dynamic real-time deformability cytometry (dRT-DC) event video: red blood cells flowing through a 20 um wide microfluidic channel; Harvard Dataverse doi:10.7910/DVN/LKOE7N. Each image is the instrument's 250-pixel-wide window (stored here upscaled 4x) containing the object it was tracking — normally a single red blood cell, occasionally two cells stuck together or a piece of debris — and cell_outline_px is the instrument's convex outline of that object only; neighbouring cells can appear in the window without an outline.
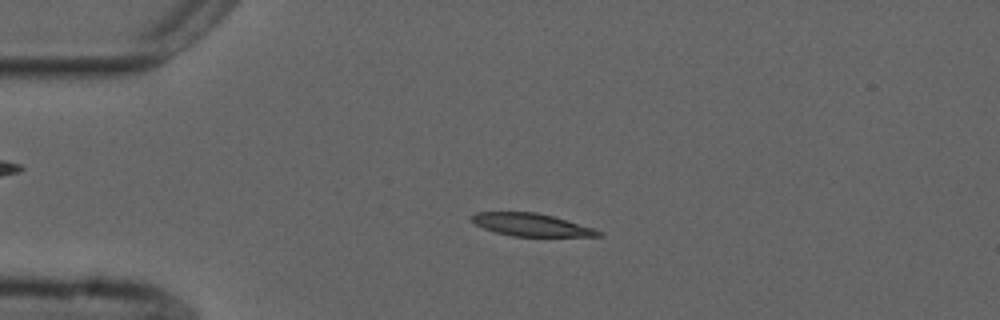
{"species": "common noctule bat (a hibernating species)", "species_latin": "Nyctalus noctula", "temperature_condition": "cold", "stored_images_in_passage": 54, "camera_frame_rate_fps": 3000, "um_per_image_px": 0.085, "animal": {"sex": "male", "forearm_length_mm": 52.5}, "frame": {"image": 1, "passage_image": 12, "time_ms": 3.667, "image_size_px": [1000, 320], "cell_outline_px": [[604, 236], [512, 236], [496, 232], [484, 228], [476, 224], [468, 216], [476, 212], [536, 212], [552, 216], [592, 228], [604, 232]], "centroid_in_image_um": [45.13, 19.1], "position_along_channel_um": 39.9, "area_um2": 16.53}}
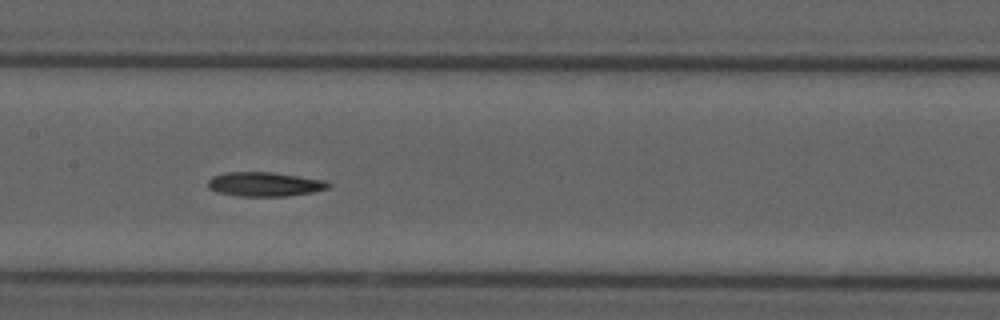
{"frame": {"image": 2, "passage_image": 26, "time_ms": 8.333, "image_size_px": [1000, 320], "cell_outline_px": [[332, 184], [328, 188], [312, 192], [288, 196], [236, 196], [216, 192], [208, 188], [208, 180], [212, 176], [224, 172], [272, 172], [324, 180]], "centroid_in_image_um": [22.46, 15.66], "position_along_channel_um": 184.9, "area_um2": 17.11}}
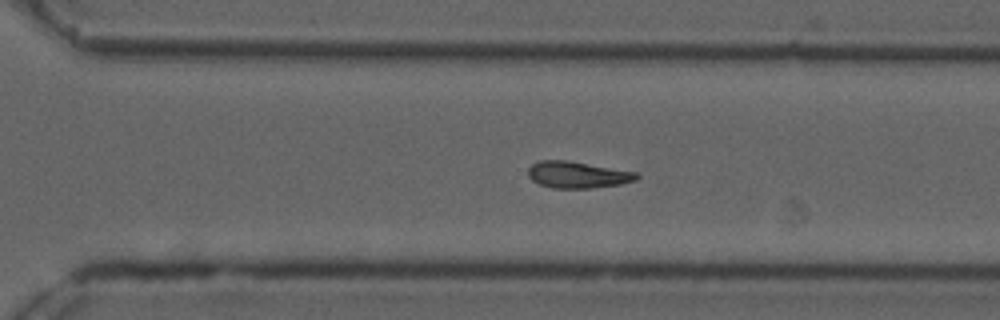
{"frame": {"image": 3, "passage_image": 37, "time_ms": 12.0, "image_size_px": [1000, 320], "cell_outline_px": [[640, 176], [636, 180], [620, 184], [592, 188], [552, 188], [540, 184], [532, 180], [528, 176], [528, 168], [532, 164], [540, 160], [568, 160], [640, 172]], "centroid_in_image_um": [49.13, 14.84], "position_along_channel_um": 321.5, "area_um2": 17.05}, "authors_computed_cell_mechanics": {"area_um2": 16.8776, "velocity_mm_per_s": 3.7378, "shape_relaxation_time_tau1_ms": null, "shape_relaxation_time_tau2_ms": 11.2442, "deformation_change_tau1": null, "deformation_change_tau2": 0.195}}